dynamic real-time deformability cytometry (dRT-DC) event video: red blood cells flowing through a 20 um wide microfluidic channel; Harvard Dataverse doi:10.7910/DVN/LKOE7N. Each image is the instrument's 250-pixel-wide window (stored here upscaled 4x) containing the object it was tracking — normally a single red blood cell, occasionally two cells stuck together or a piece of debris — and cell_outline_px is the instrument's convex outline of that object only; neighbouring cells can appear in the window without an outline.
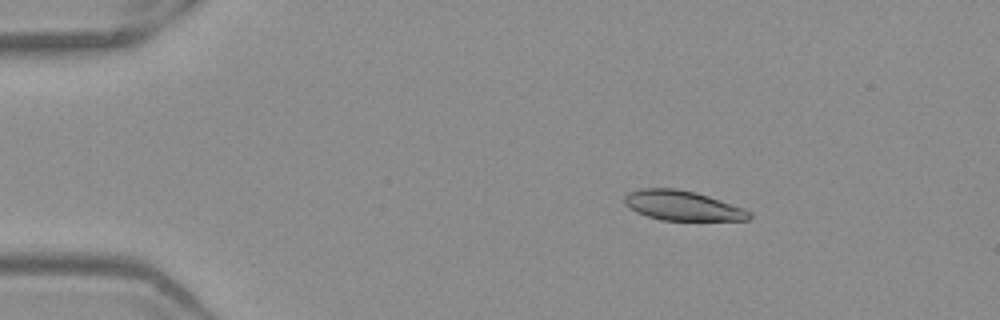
{"species": "Egyptian fruit bat (a non-hibernating species)", "species_latin": "Rousettus aegyptiacus", "temperature_condition": "warm", "stored_images_in_passage": 51, "camera_frame_rate_fps": 3000, "um_per_image_px": 0.085, "frame": {"image": 1, "passage_image": 8, "time_ms": 2.333, "image_size_px": [1000, 320], "cell_outline_px": [[752, 216], [748, 220], [660, 220], [636, 212], [624, 204], [624, 196], [628, 192], [640, 188], [676, 188], [696, 192], [744, 208], [752, 212]], "centroid_in_image_um": [58.0, 17.47], "position_along_channel_um": 27.0, "area_um2": 21.73}}
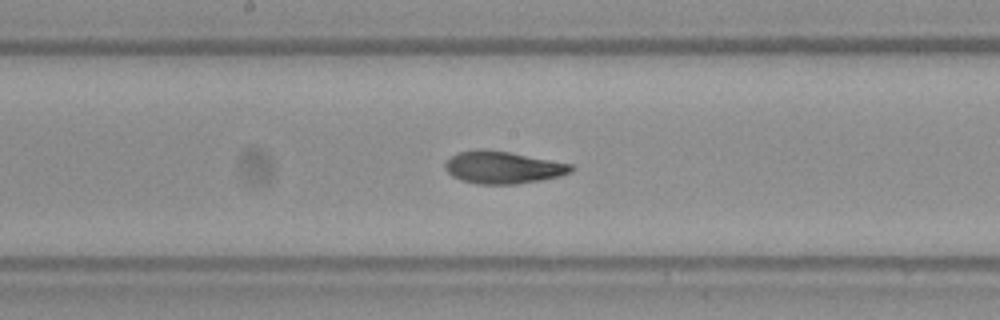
{"frame": {"image": 2, "passage_image": 27, "time_ms": 8.667, "image_size_px": [1000, 320], "cell_outline_px": [[576, 168], [572, 172], [560, 176], [540, 180], [516, 184], [480, 184], [460, 180], [452, 176], [444, 168], [444, 164], [456, 152], [476, 148], [508, 152], [572, 164]], "centroid_in_image_um": [42.73, 14.23], "position_along_channel_um": 205.5, "area_um2": 23.76}}
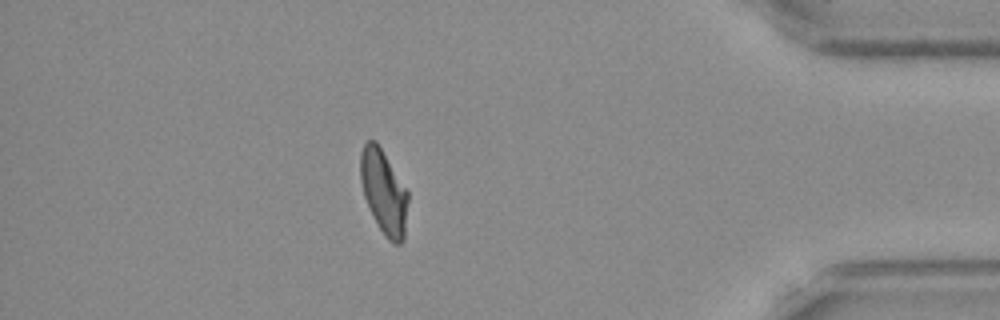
{"frame": {"image": 3, "passage_image": 45, "time_ms": 14.667, "image_size_px": [1000, 320], "cell_outline_px": [[408, 200], [404, 240], [400, 244], [392, 244], [384, 236], [364, 196], [360, 180], [360, 152], [364, 144], [368, 140], [376, 140], [408, 192]], "centroid_in_image_um": [32.62, 16.32], "position_along_channel_um": 402.6, "area_um2": 23.12}, "authors_computed_cell_mechanics": {"area_um2": 23.2934, "velocity_mm_per_s": 3.9481, "shape_relaxation_time_tau1_ms": null, "shape_relaxation_time_tau2_ms": 2.5325, "deformation_change_tau1": null, "deformation_change_tau2": 0.0866}}